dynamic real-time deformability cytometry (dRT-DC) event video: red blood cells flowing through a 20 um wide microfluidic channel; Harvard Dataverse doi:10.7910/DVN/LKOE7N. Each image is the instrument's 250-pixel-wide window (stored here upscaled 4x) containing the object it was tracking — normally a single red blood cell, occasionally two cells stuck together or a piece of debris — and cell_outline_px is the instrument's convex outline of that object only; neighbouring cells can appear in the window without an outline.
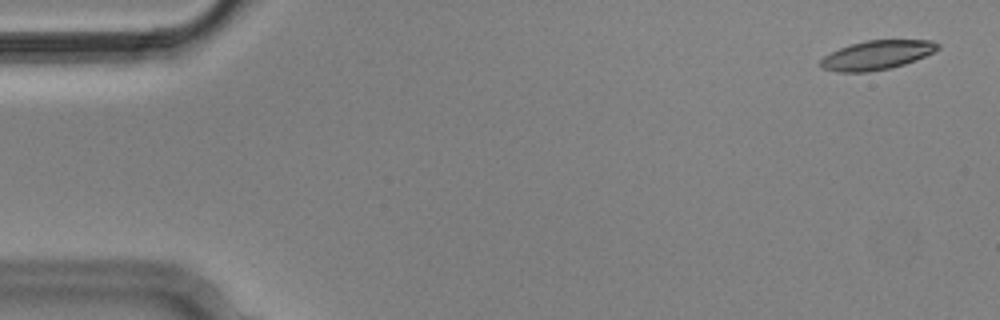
{"species": "Egyptian fruit bat (a non-hibernating species)", "species_latin": "Rousettus aegyptiacus", "temperature_condition": "cold", "stored_images_in_passage": 4, "camera_frame_rate_fps": 3000, "um_per_image_px": 0.085, "animal": {"sex": "male"}, "frame": {"image": 1, "passage_image": 1, "time_ms": 0.0, "image_size_px": [1000, 320], "cell_outline_px": [[940, 48], [916, 60], [892, 68], [868, 72], [840, 72], [820, 68], [816, 64], [824, 56], [840, 48], [852, 44], [868, 40], [932, 40], [940, 44]], "centroid_in_image_um": [74.51, 4.69], "position_along_channel_um": 10.5, "area_um2": 19.94}}
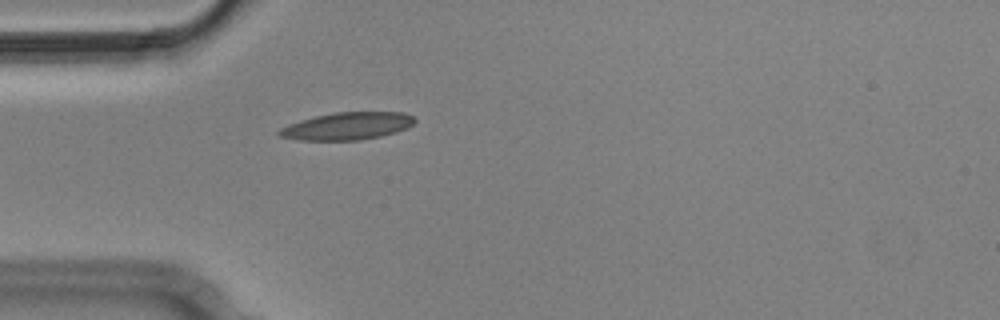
{"frame": {"image": 2, "passage_image": 4, "time_ms": 1.0, "image_size_px": [1000, 320], "cell_outline_px": [[416, 120], [408, 128], [396, 132], [380, 136], [360, 140], [300, 140], [276, 136], [276, 132], [280, 128], [288, 124], [300, 120], [316, 116], [336, 112], [404, 112], [412, 116]], "centroid_in_image_um": [29.49, 10.72], "position_along_channel_um": 55.5, "area_um2": 21.73}}